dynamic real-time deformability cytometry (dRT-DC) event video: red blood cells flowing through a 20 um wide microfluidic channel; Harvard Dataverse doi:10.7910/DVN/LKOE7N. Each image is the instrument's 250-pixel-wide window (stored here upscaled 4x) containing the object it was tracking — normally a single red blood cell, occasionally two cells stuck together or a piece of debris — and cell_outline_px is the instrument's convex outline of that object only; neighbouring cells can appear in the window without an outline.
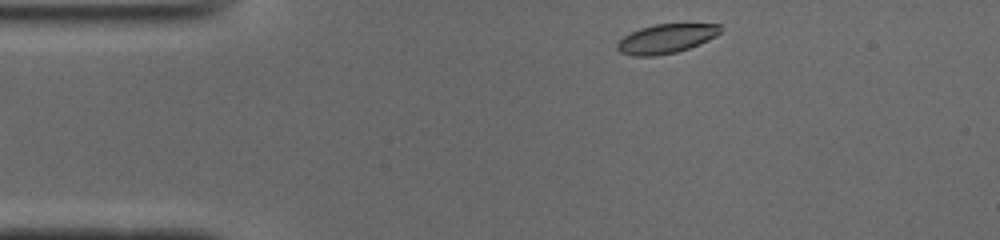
{"species": "common noctule bat (a hibernating species)", "species_latin": "Nyctalus noctula", "temperature_condition": "cold", "stored_images_in_passage": 43, "camera_frame_rate_fps": 3000, "um_per_image_px": 0.085, "animal": {"sex": "male", "body_mass_g": 19.0, "forearm_length_mm": 50.8}, "frame": {"image": 1, "passage_image": 1, "time_ms": 0.0, "image_size_px": [1000, 240], "cell_outline_px": [[720, 32], [716, 36], [708, 40], [688, 48], [676, 52], [656, 56], [632, 56], [620, 52], [616, 48], [616, 44], [624, 36], [640, 28], [656, 24], [720, 24]], "centroid_in_image_um": [56.59, 3.29], "position_along_channel_um": 28.4, "area_um2": 17.4}}
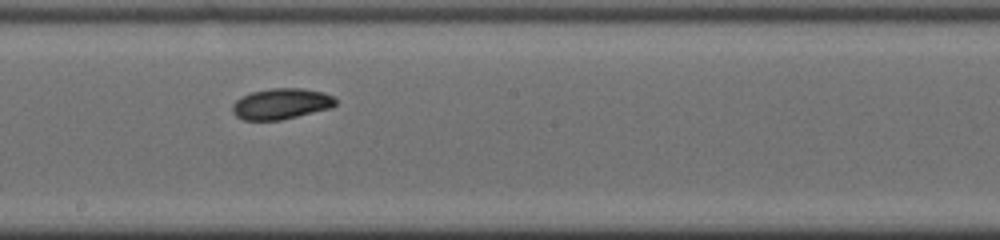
{"frame": {"image": 2, "passage_image": 20, "time_ms": 6.333, "image_size_px": [1000, 240], "cell_outline_px": [[336, 104], [332, 108], [280, 120], [244, 120], [236, 116], [232, 112], [232, 104], [236, 100], [252, 92], [272, 88], [304, 88], [324, 92], [332, 96], [336, 100]], "centroid_in_image_um": [23.91, 8.82], "position_along_channel_um": 224.3, "area_um2": 18.55}}
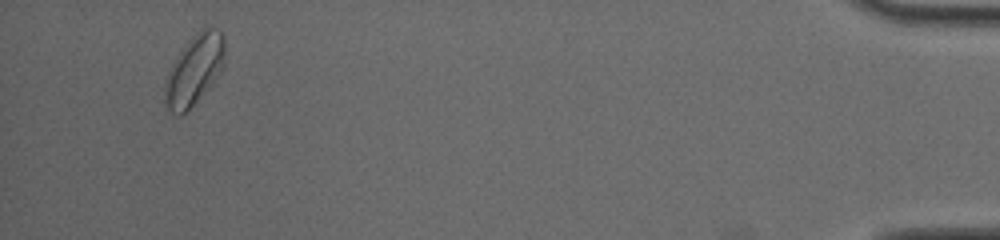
{"frame": {"image": 3, "passage_image": 41, "time_ms": 13.333, "image_size_px": [1000, 240], "cell_outline_px": [[224, 64], [220, 72], [212, 84], [180, 116], [176, 116], [164, 108], [164, 84], [168, 72], [172, 64], [188, 40], [204, 28], [216, 28], [224, 36]], "centroid_in_image_um": [16.49, 5.97], "position_along_channel_um": 418.7, "area_um2": 24.22}, "authors_computed_cell_mechanics": {"area_um2": 18.5538, "velocity_mm_per_s": 3.8879, "shape_relaxation_time_tau1_ms": 4.4182, "shape_relaxation_time_tau2_ms": null, "deformation_change_tau1": 0.1154, "deformation_change_tau2": null}}